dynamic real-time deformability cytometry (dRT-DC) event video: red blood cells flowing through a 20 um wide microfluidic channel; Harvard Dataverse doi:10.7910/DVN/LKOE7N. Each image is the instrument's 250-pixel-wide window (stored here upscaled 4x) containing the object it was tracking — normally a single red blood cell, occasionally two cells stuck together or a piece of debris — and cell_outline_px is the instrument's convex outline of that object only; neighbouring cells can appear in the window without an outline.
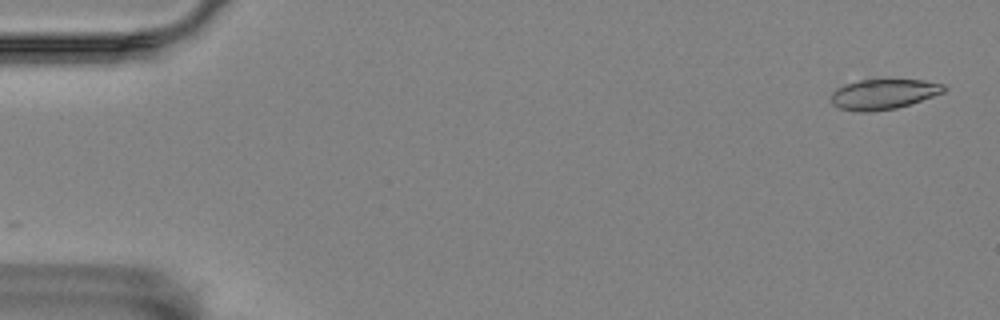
{"species": "Egyptian fruit bat (a non-hibernating species)", "species_latin": "Rousettus aegyptiacus", "temperature_condition": "room temperature", "stored_images_in_passage": 57, "camera_frame_rate_fps": 3000, "um_per_image_px": 0.085, "animal": {"sex": "female"}, "frame": {"image": 1, "passage_image": 2, "time_ms": 0.333, "image_size_px": [1000, 320], "cell_outline_px": [[948, 88], [944, 92], [896, 108], [868, 112], [856, 112], [840, 108], [832, 104], [832, 92], [836, 88], [844, 84], [860, 80], [924, 80], [944, 84]], "centroid_in_image_um": [75.08, 8.0], "position_along_channel_um": 9.9, "area_um2": 19.71}}
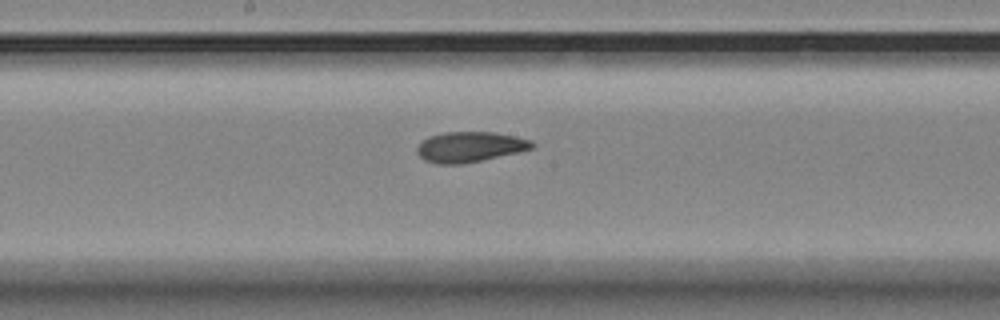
{"frame": {"image": 2, "passage_image": 30, "time_ms": 9.667, "image_size_px": [1000, 320], "cell_outline_px": [[536, 144], [532, 148], [516, 152], [480, 160], [460, 164], [436, 164], [424, 160], [416, 152], [416, 148], [428, 136], [444, 132], [492, 132], [532, 140]], "centroid_in_image_um": [39.89, 12.48], "position_along_channel_um": 208.3, "area_um2": 20.06}}
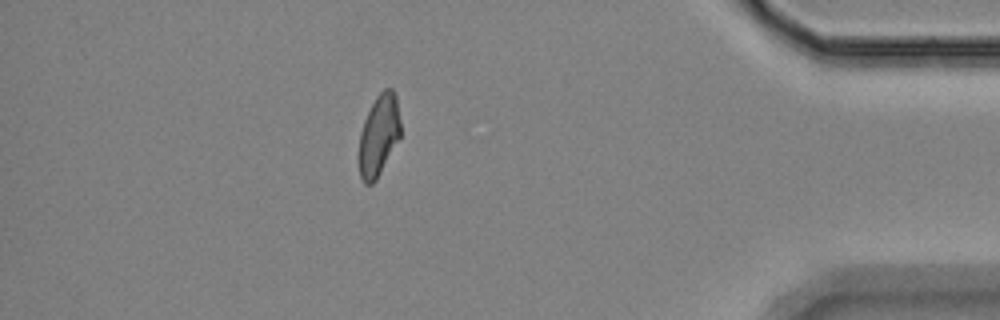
{"frame": {"image": 3, "passage_image": 50, "time_ms": 16.333, "image_size_px": [1000, 320], "cell_outline_px": [[400, 136], [376, 180], [372, 184], [364, 184], [360, 176], [356, 156], [360, 132], [364, 120], [376, 96], [384, 88], [392, 88], [396, 96], [400, 120]], "centroid_in_image_um": [32.15, 11.53], "position_along_channel_um": 403.0, "area_um2": 19.94}}